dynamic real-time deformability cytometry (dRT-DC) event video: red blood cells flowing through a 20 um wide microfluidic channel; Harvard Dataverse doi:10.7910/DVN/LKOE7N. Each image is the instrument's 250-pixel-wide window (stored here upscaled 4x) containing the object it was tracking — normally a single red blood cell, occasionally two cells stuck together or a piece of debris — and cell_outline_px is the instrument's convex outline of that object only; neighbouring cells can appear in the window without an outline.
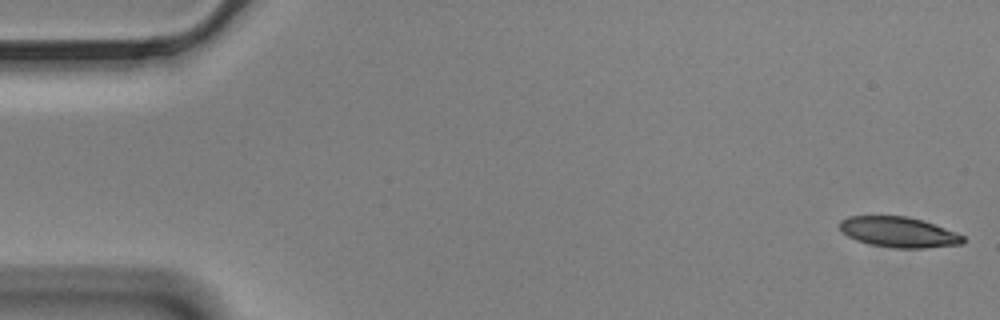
{"species": "Egyptian fruit bat (a non-hibernating species)", "species_latin": "Rousettus aegyptiacus", "temperature_condition": "cold", "stored_images_in_passage": 57, "camera_frame_rate_fps": 3000, "um_per_image_px": 0.085, "animal": {"sex": "male"}, "frame": {"image": 1, "passage_image": 1, "time_ms": 0.0, "image_size_px": [1000, 320], "cell_outline_px": [[964, 244], [924, 248], [892, 248], [868, 244], [856, 240], [848, 236], [840, 228], [840, 220], [848, 216], [908, 216], [924, 220], [956, 232], [964, 236]], "centroid_in_image_um": [76.41, 19.73], "position_along_channel_um": 8.6, "area_um2": 22.02}}
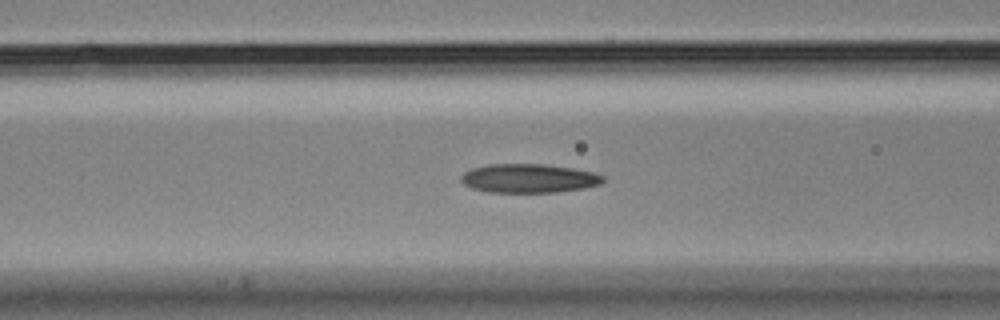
{"frame": {"image": 2, "passage_image": 22, "time_ms": 7.0, "image_size_px": [1000, 320], "cell_outline_px": [[604, 180], [600, 184], [584, 188], [556, 192], [488, 192], [472, 188], [464, 184], [460, 180], [460, 176], [464, 172], [472, 168], [488, 164], [544, 164], [572, 168], [592, 172], [604, 176]], "centroid_in_image_um": [44.92, 15.16], "position_along_channel_um": 121.7, "area_um2": 23.87}}
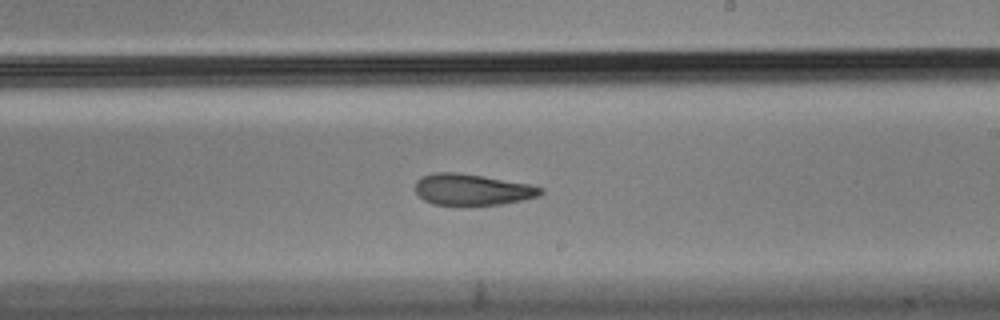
{"frame": {"image": 3, "passage_image": 33, "time_ms": 10.667, "image_size_px": [1000, 320], "cell_outline_px": [[544, 192], [540, 196], [504, 204], [432, 204], [424, 200], [416, 192], [416, 180], [432, 172], [456, 172], [484, 176], [528, 184], [544, 188]], "centroid_in_image_um": [40.16, 16.1], "position_along_channel_um": 248.8, "area_um2": 22.66}, "authors_computed_cell_mechanics": {"area_um2": 23.8714, "velocity_mm_per_s": 3.4689, "shape_relaxation_time_tau1_ms": null, "shape_relaxation_time_tau2_ms": 3.3771, "deformation_change_tau1": null, "deformation_change_tau2": 0.1062}}